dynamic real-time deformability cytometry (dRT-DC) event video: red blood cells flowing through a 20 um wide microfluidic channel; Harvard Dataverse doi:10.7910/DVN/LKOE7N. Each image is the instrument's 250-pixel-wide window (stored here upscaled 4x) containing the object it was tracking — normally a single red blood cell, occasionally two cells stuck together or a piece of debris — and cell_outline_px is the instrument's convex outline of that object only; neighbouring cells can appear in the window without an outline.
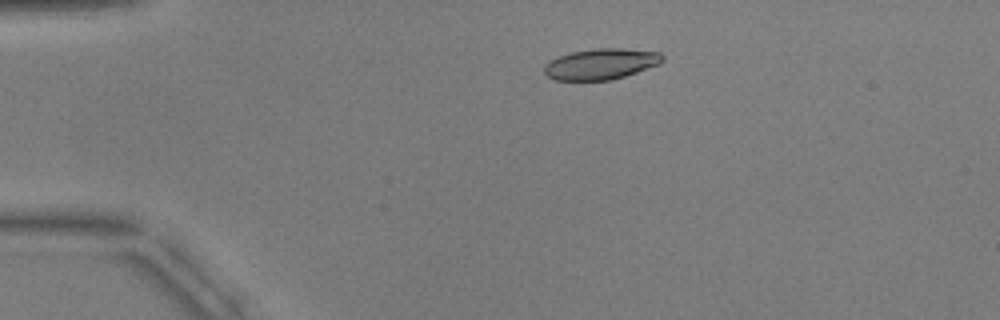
{"species": "common noctule bat (a hibernating species)", "species_latin": "Nyctalus noctula", "temperature_condition": "warm", "stored_images_in_passage": 4, "camera_frame_rate_fps": 3000, "um_per_image_px": 0.085, "animal": {"sex": "male", "body_mass_g": 17.9, "forearm_length_mm": 54.2}, "frame": {"image": 1, "passage_image": 2, "time_ms": 1.333, "image_size_px": [1000, 320], "cell_outline_px": [[664, 60], [660, 64], [612, 80], [556, 80], [548, 76], [544, 72], [544, 64], [560, 56], [572, 52], [596, 48], [620, 48], [660, 52], [664, 56]], "centroid_in_image_um": [51.11, 5.44], "position_along_channel_um": 33.9, "area_um2": 21.15}}